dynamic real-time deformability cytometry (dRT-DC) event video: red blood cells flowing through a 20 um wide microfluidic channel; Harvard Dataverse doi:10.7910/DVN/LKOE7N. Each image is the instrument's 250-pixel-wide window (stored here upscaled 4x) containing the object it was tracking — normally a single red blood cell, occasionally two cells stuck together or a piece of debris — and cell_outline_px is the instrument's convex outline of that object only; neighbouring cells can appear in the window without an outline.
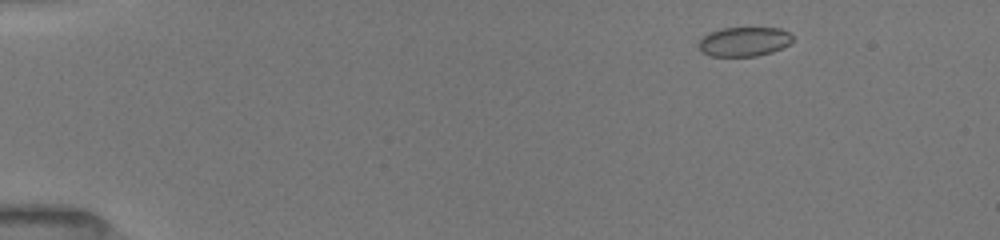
{"species": "common noctule bat (a hibernating species)", "species_latin": "Nyctalus noctula", "temperature_condition": "room temperature", "stored_images_in_passage": 49, "camera_frame_rate_fps": 3000, "um_per_image_px": 0.085, "animal": {"sex": "female", "body_mass_g": 19.5, "forearm_length_mm": 54.1}, "frame": {"image": 1, "passage_image": 4, "time_ms": 1.0, "image_size_px": [1000, 240], "cell_outline_px": [[792, 40], [788, 44], [772, 52], [756, 56], [708, 56], [700, 52], [700, 40], [708, 32], [720, 28], [780, 28], [788, 32], [792, 36]], "centroid_in_image_um": [63.21, 3.54], "position_along_channel_um": 21.8, "area_um2": 16.01}}
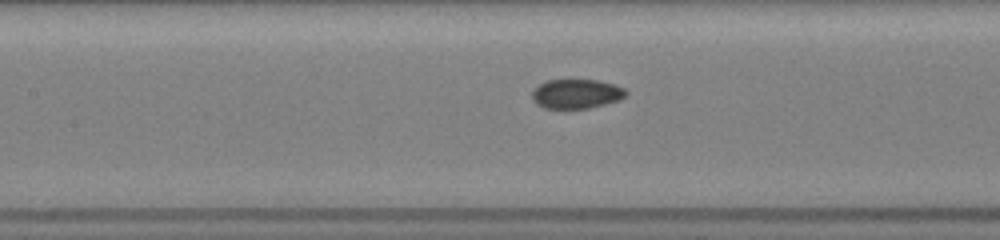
{"frame": {"image": 2, "passage_image": 22, "time_ms": 7.0, "image_size_px": [1000, 240], "cell_outline_px": [[628, 92], [620, 100], [588, 108], [544, 108], [536, 104], [532, 100], [532, 88], [548, 80], [600, 80], [624, 88]], "centroid_in_image_um": [48.96, 7.97], "position_along_channel_um": 158.4, "area_um2": 16.07}}
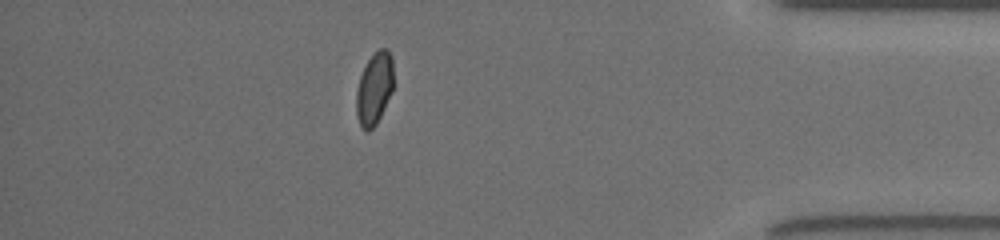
{"frame": {"image": 3, "passage_image": 43, "time_ms": 14.0, "image_size_px": [1000, 240], "cell_outline_px": [[392, 92], [376, 124], [368, 132], [360, 124], [356, 116], [356, 92], [360, 76], [368, 60], [380, 48], [388, 48], [392, 56]], "centroid_in_image_um": [31.81, 7.52], "position_along_channel_um": 403.4, "area_um2": 15.43}, "authors_computed_cell_mechanics": {"area_um2": 16.473, "velocity_mm_per_s": 3.9835, "shape_relaxation_time_tau1_ms": null, "shape_relaxation_time_tau2_ms": 1.1763, "deformation_change_tau1": null, "deformation_change_tau2": 0.033}}